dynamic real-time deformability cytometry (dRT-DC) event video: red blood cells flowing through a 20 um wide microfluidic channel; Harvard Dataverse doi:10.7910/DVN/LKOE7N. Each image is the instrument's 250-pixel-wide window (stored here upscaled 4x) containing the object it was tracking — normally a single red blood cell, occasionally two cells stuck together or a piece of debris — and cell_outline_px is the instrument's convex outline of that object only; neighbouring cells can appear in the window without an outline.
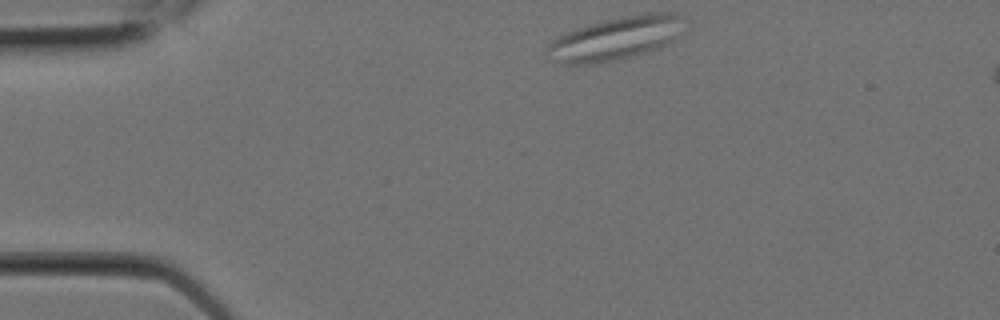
{"species": "Egyptian fruit bat (a non-hibernating species)", "species_latin": "Rousettus aegyptiacus", "temperature_condition": "room temperature", "stored_images_in_passage": 6, "camera_frame_rate_fps": 3000, "um_per_image_px": 0.085, "animal": {"sex": "female"}, "frame": {"image": 1, "passage_image": 1, "time_ms": 0.0, "image_size_px": [1000, 320], "cell_outline_px": [[680, 16], [676, 40], [672, 44], [648, 52], [632, 56], [592, 64], [560, 64], [548, 60], [544, 56], [548, 44], [552, 40], [564, 32], [588, 24], [604, 20], [644, 12], [680, 12]], "centroid_in_image_um": [52.24, 3.28], "position_along_channel_um": 32.8, "area_um2": 34.85}}
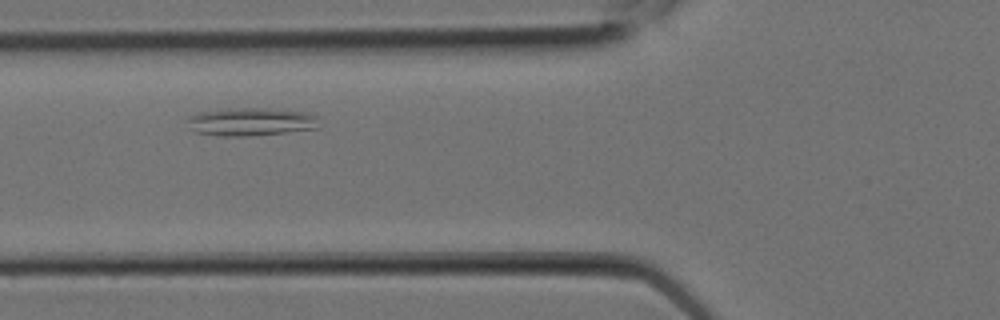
{"frame": {"image": 2, "passage_image": 5, "time_ms": 1.333, "image_size_px": [1000, 320], "cell_outline_px": [[320, 128], [248, 136], [216, 136], [196, 132], [188, 120], [188, 116], [200, 112], [224, 108], [268, 108], [304, 112], [316, 116]], "centroid_in_image_um": [21.34, 10.34], "position_along_channel_um": 104.5, "area_um2": 21.44}}